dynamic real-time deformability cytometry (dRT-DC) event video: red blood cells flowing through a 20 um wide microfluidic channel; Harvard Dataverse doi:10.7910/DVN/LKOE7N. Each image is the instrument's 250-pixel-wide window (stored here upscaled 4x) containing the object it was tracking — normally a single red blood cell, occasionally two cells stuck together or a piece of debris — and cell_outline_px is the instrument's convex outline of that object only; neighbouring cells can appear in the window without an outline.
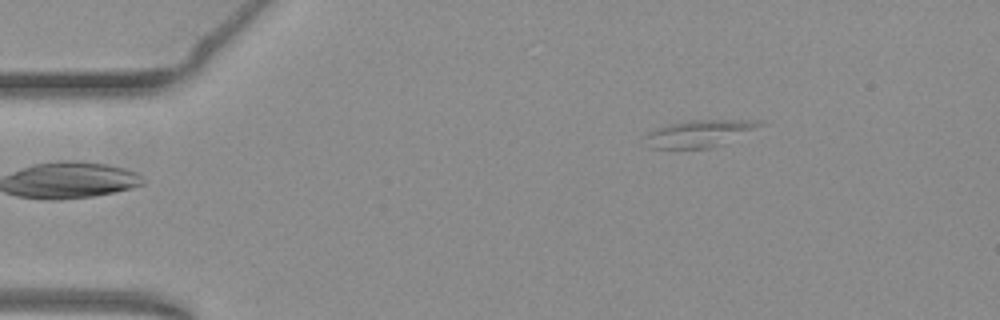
{"species": "common noctule bat (a hibernating species)", "species_latin": "Nyctalus noctula", "temperature_condition": "warm", "stored_images_in_passage": 46, "camera_frame_rate_fps": 3000, "um_per_image_px": 0.085, "animal": {"sex": "female", "body_mass_g": 19.3, "forearm_length_mm": 54.1}, "frame": {"image": 1, "passage_image": 1, "time_ms": 0.0, "image_size_px": [1000, 320], "cell_outline_px": [[768, 120], [764, 124], [720, 144], [708, 148], [648, 148], [648, 132], [656, 128], [668, 124], [688, 120]], "centroid_in_image_um": [59.44, 11.32], "position_along_channel_um": 25.6, "area_um2": 17.51}}
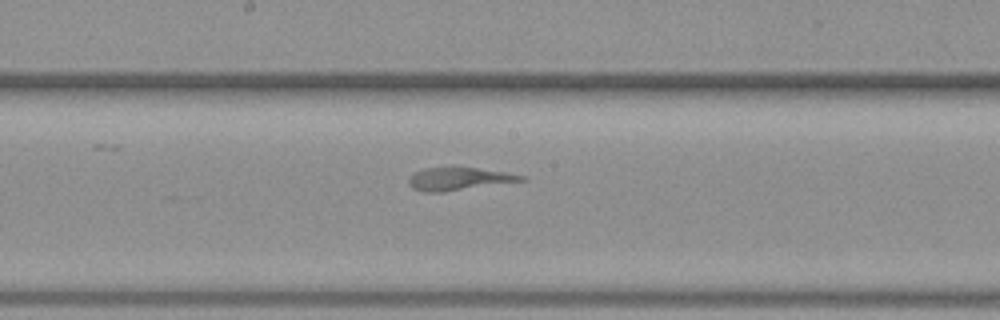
{"frame": {"image": 2, "passage_image": 21, "time_ms": 6.667, "image_size_px": [1000, 320], "cell_outline_px": [[528, 180], [444, 192], [424, 192], [412, 188], [408, 184], [408, 180], [416, 172], [424, 168], [452, 164], [504, 172], [528, 176]], "centroid_in_image_um": [39.02, 15.16], "position_along_channel_um": 209.2, "area_um2": 15.61}}
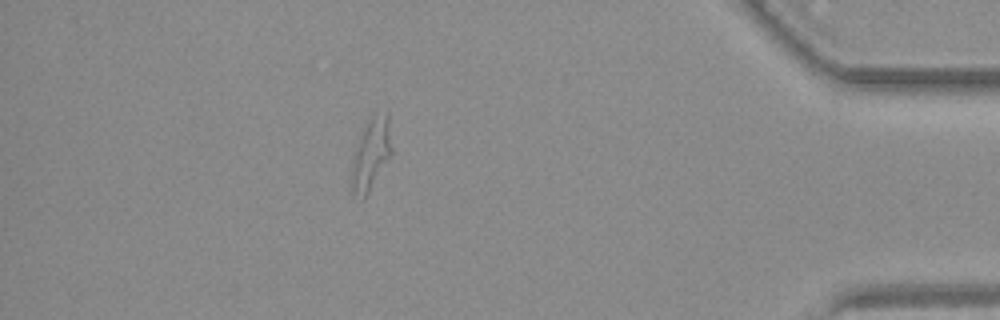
{"frame": {"image": 3, "passage_image": 40, "time_ms": 13.0, "image_size_px": [1000, 320], "cell_outline_px": [[392, 152], [364, 200], [352, 196], [352, 168], [356, 148], [360, 136], [368, 116], [372, 112], [388, 108], [392, 148]], "centroid_in_image_um": [31.56, 12.99], "position_along_channel_um": 403.6, "area_um2": 17.11}}